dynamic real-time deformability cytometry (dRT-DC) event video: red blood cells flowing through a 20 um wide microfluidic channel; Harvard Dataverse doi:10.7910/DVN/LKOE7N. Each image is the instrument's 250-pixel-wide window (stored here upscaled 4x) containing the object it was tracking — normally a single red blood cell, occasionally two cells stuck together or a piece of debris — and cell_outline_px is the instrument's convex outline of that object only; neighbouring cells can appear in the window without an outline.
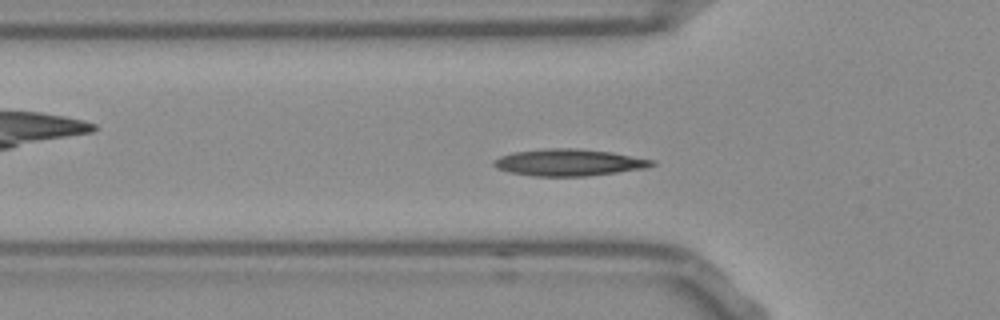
{"species": "Egyptian fruit bat (a non-hibernating species)", "species_latin": "Rousettus aegyptiacus", "temperature_condition": "room temperature", "stored_images_in_passage": 53, "camera_frame_rate_fps": 3000, "um_per_image_px": 0.085, "frame": {"image": 1, "passage_image": 16, "time_ms": 5.0, "image_size_px": [1000, 320], "cell_outline_px": [[656, 164], [648, 168], [588, 176], [532, 176], [508, 172], [496, 168], [492, 164], [492, 160], [500, 156], [512, 152], [544, 148], [580, 148], [612, 152], [656, 160]], "centroid_in_image_um": [48.36, 13.8], "position_along_channel_um": 77.4, "area_um2": 25.14}}
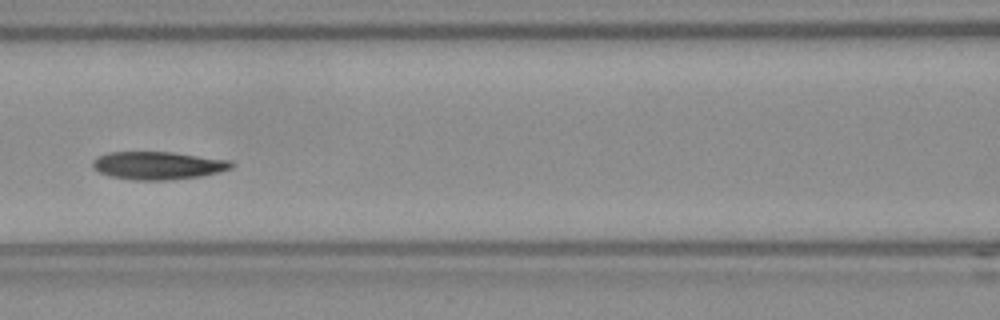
{"frame": {"image": 2, "passage_image": 22, "time_ms": 7.0, "image_size_px": [1000, 320], "cell_outline_px": [[236, 164], [232, 168], [220, 172], [200, 176], [168, 180], [136, 180], [112, 176], [100, 172], [92, 168], [92, 160], [96, 156], [108, 152], [172, 152], [232, 160]], "centroid_in_image_um": [13.45, 14.05], "position_along_channel_um": 153.1, "area_um2": 22.72}}
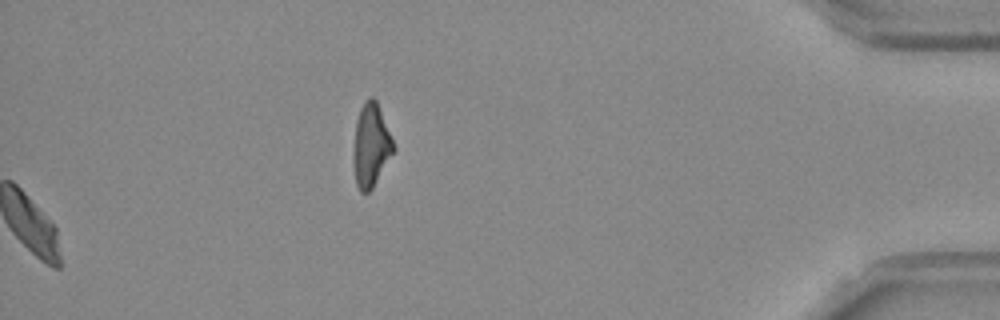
{"frame": {"image": 3, "passage_image": 53, "time_ms": 17.333, "image_size_px": [1000, 320], "cell_outline_px": [[396, 148], [372, 188], [368, 192], [360, 192], [356, 184], [352, 156], [356, 120], [360, 108], [364, 100], [368, 96], [372, 96], [376, 100]], "centroid_in_image_um": [31.51, 12.34], "position_along_channel_um": 403.7, "area_um2": 19.42}, "authors_computed_cell_mechanics": {"area_um2": 22.4842, "velocity_mm_per_s": 3.7464, "shape_relaxation_time_tau1_ms": 7.6155, "shape_relaxation_time_tau2_ms": 6.343, "deformation_change_tau1": 0.1901, "deformation_change_tau2": 0.0909}}